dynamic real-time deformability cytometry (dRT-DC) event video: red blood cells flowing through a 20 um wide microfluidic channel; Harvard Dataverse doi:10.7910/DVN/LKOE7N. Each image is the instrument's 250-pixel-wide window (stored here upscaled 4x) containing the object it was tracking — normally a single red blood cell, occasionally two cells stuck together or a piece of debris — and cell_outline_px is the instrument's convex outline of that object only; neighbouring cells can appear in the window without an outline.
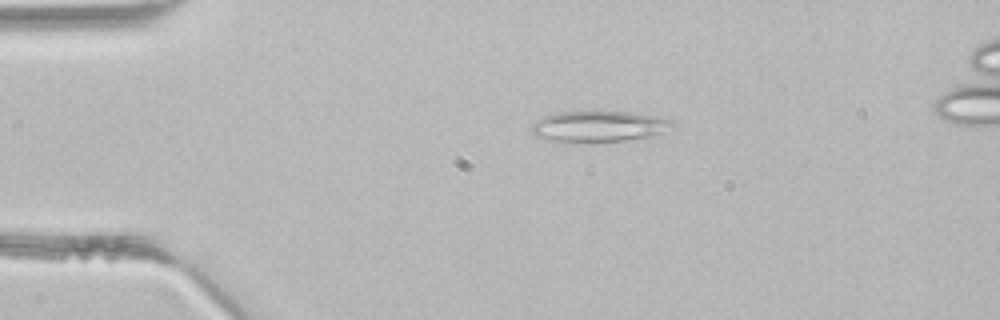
{"species": "common noctule bat (a hibernating species)", "species_latin": "Nyctalus noctula", "temperature_condition": "room temperature", "stored_images_in_passage": 4, "camera_frame_rate_fps": 3000, "um_per_image_px": 0.085, "animal": {"sex": "male", "body_mass_g": 21.5, "forearm_length_mm": 52.0}, "frame": {"image": 1, "passage_image": 2, "time_ms": 0.333, "image_size_px": [1000, 320], "cell_outline_px": [[676, 124], [652, 136], [624, 140], [580, 144], [572, 144], [544, 140], [536, 136], [532, 132], [532, 124], [536, 120], [544, 116], [556, 112], [592, 108], [628, 112], [656, 116], [672, 120]], "centroid_in_image_um": [50.79, 10.72], "position_along_channel_um": 34.2, "area_um2": 26.82}}